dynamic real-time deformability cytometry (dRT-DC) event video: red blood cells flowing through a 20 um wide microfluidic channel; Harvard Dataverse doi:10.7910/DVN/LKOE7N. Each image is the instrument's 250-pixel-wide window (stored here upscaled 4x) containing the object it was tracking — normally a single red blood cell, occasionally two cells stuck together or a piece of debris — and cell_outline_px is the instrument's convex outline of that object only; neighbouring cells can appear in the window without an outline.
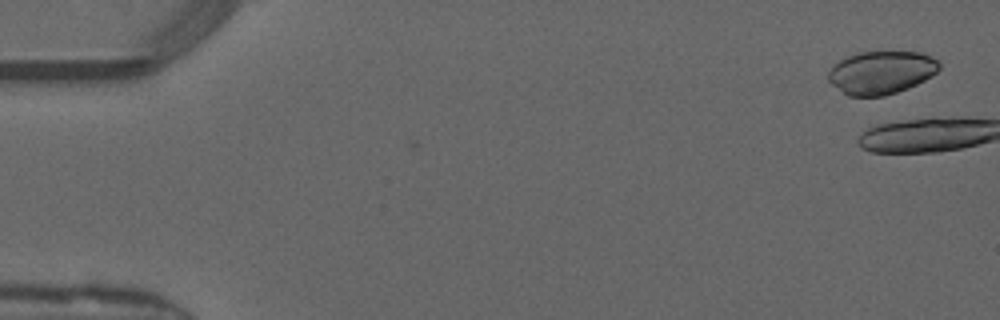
{"species": "common noctule bat (a hibernating species)", "species_latin": "Nyctalus noctula", "temperature_condition": "warm", "stored_images_in_passage": 3, "camera_frame_rate_fps": 3000, "um_per_image_px": 0.085, "animal": {"sex": "male", "forearm_length_mm": 52.5}, "frame": {"image": 1, "passage_image": 1, "time_ms": 0.0, "image_size_px": [1000, 320], "cell_outline_px": [[940, 68], [932, 76], [908, 88], [884, 96], [848, 96], [832, 84], [828, 80], [828, 72], [840, 60], [848, 56], [860, 52], [924, 52], [936, 60], [940, 64]], "centroid_in_image_um": [74.92, 6.16], "position_along_channel_um": 10.1, "area_um2": 27.63}}